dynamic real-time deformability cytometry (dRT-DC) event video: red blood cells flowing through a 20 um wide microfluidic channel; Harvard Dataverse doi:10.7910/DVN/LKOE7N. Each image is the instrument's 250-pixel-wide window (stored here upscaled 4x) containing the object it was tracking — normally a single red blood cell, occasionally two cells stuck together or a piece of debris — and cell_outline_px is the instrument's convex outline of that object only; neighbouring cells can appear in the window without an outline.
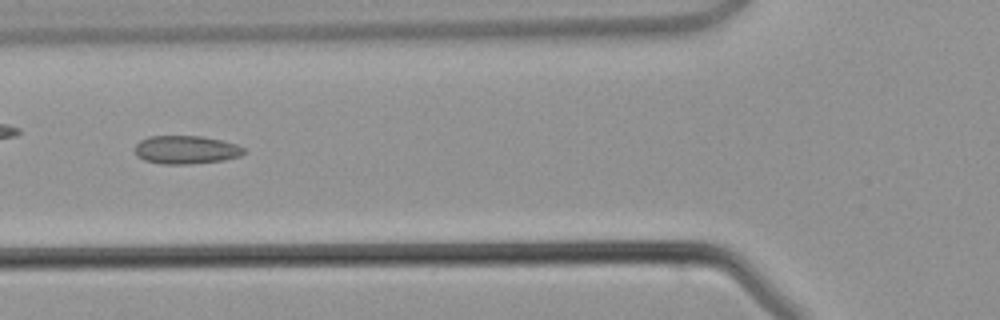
{"species": "common noctule bat (a hibernating species)", "species_latin": "Nyctalus noctula", "temperature_condition": "warm", "stored_images_in_passage": 4, "camera_frame_rate_fps": 3000, "um_per_image_px": 0.085, "animal": {"sex": "male", "body_mass_g": 21.5, "forearm_length_mm": 52.0}, "frame": {"image": 1, "passage_image": 4, "time_ms": 4.333, "image_size_px": [1000, 320], "cell_outline_px": [[244, 152], [240, 156], [224, 160], [188, 164], [160, 164], [144, 160], [136, 156], [136, 144], [140, 140], [148, 136], [200, 136], [220, 140], [236, 144], [244, 148]], "centroid_in_image_um": [15.78, 12.73], "position_along_channel_um": 110.0, "area_um2": 17.92}}